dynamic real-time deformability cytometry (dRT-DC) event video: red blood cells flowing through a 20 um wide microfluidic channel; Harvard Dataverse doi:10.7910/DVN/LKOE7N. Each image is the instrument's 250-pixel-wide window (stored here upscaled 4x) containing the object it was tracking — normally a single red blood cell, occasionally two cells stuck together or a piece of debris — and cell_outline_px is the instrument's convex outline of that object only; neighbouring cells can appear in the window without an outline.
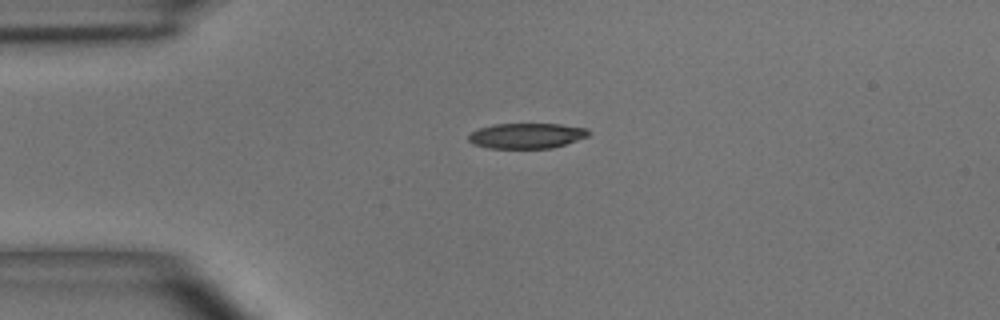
{"species": "common noctule bat (a hibernating species)", "species_latin": "Nyctalus noctula", "temperature_condition": "room temperature", "stored_images_in_passage": 2, "camera_frame_rate_fps": 3000, "um_per_image_px": 0.085, "animal": {"sex": "male", "body_mass_g": 15.6}, "frame": {"image": 1, "passage_image": 1, "time_ms": 0.0, "image_size_px": [1000, 320], "cell_outline_px": [[592, 132], [588, 136], [552, 148], [488, 148], [472, 144], [468, 140], [468, 136], [472, 132], [480, 128], [492, 124], [560, 124], [588, 128]], "centroid_in_image_um": [44.77, 11.53], "position_along_channel_um": 40.2, "area_um2": 17.74}}